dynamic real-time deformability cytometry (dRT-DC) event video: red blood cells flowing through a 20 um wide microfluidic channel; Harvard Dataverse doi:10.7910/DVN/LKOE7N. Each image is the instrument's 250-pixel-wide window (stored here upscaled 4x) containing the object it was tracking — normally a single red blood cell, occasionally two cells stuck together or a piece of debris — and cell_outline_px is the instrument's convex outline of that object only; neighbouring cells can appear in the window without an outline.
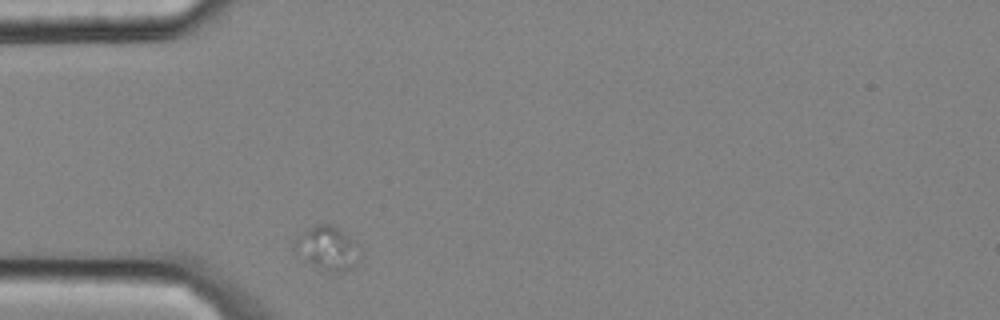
{"species": "common noctule bat (a hibernating species)", "species_latin": "Nyctalus noctula", "temperature_condition": "cold", "stored_images_in_passage": 1, "camera_frame_rate_fps": 3000, "um_per_image_px": 0.085, "animal": {"sex": "male", "body_mass_g": 20.4}, "frame": {"image": 1, "passage_image": 1, "time_ms": 0.0, "image_size_px": [1000, 320], "cell_outline_px": [[360, 256], [356, 264], [352, 268], [344, 272], [332, 272], [312, 264], [292, 248], [292, 240], [304, 228], [316, 224], [332, 224], [340, 228], [352, 240]], "centroid_in_image_um": [27.77, 21.05], "position_along_channel_um": 57.2, "area_um2": 16.65}}